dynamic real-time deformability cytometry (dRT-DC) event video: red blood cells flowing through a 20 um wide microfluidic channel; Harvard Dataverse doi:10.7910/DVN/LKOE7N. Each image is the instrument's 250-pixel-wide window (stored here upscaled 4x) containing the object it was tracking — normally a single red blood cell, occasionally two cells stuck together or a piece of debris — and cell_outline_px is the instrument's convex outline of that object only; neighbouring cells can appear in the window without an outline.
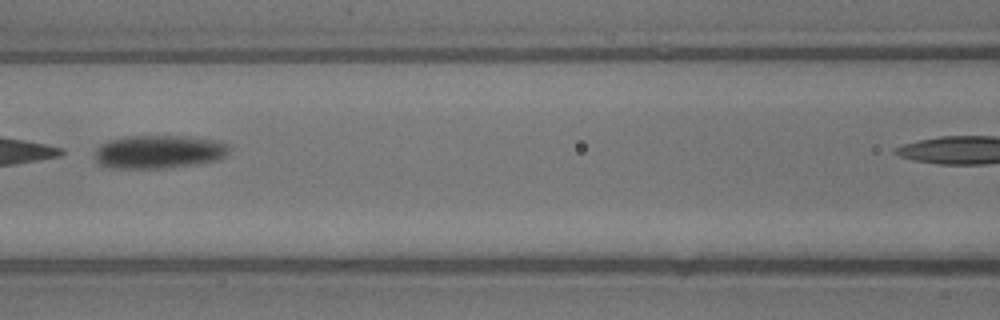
{"species": "common noctule bat (a hibernating species)", "species_latin": "Nyctalus noctula", "temperature_condition": "warm", "stored_images_in_passage": 20, "camera_frame_rate_fps": 3000, "um_per_image_px": 0.085, "animal": {"sex": "male", "body_mass_g": 13.3}, "frame": {"image": 1, "passage_image": 6, "time_ms": 1.667, "image_size_px": [1000, 320], "cell_outline_px": [[228, 152], [220, 160], [196, 164], [164, 168], [112, 168], [100, 164], [96, 160], [96, 148], [100, 144], [108, 140], [128, 136], [184, 136], [216, 140], [228, 144]], "centroid_in_image_um": [13.51, 12.9], "position_along_channel_um": 153.1, "area_um2": 26.07}}